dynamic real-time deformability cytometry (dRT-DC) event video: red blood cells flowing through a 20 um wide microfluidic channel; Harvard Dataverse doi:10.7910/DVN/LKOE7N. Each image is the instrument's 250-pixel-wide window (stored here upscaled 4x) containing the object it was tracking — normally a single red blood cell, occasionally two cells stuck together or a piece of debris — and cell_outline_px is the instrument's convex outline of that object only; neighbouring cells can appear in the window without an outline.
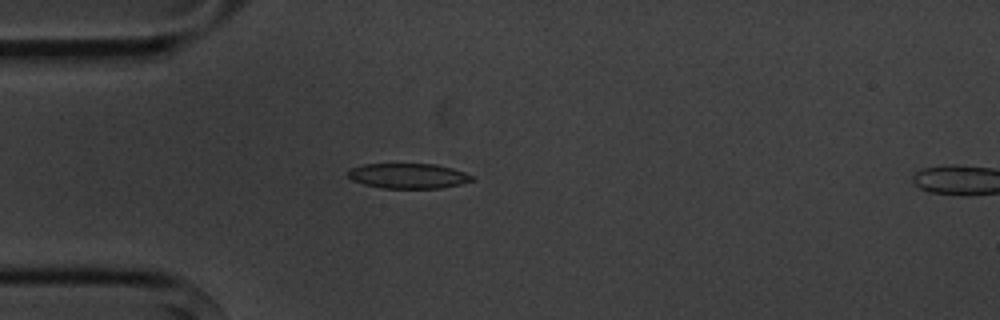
{"species": "common noctule bat (a hibernating species)", "species_latin": "Nyctalus noctula", "temperature_condition": "cold", "stored_images_in_passage": 4, "camera_frame_rate_fps": 3000, "um_per_image_px": 0.085, "animal": {"sex": "male", "body_mass_g": 20.1, "forearm_length_mm": 53.5}, "frame": {"image": 1, "passage_image": 3, "time_ms": 2.0, "image_size_px": [1000, 320], "cell_outline_px": [[476, 180], [460, 184], [440, 188], [384, 188], [364, 184], [352, 180], [348, 176], [348, 168], [364, 164], [436, 164], [452, 168], [476, 176]], "centroid_in_image_um": [34.73, 14.94], "position_along_channel_um": 50.3, "area_um2": 18.26}}